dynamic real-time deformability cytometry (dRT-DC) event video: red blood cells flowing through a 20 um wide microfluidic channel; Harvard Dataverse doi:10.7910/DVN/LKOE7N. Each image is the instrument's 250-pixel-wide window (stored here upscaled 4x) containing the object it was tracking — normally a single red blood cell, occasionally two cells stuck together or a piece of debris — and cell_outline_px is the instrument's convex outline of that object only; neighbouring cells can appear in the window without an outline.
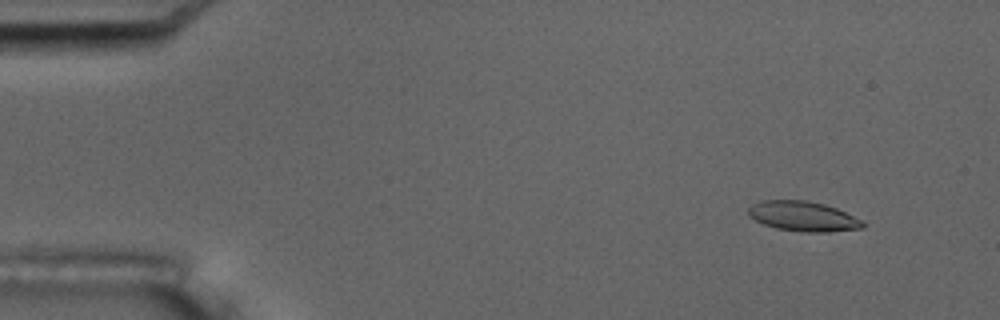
{"species": "common noctule bat (a hibernating species)", "species_latin": "Nyctalus noctula", "temperature_condition": "room temperature", "stored_images_in_passage": 5, "camera_frame_rate_fps": 3000, "um_per_image_px": 0.085, "animal": {"sex": "male", "body_mass_g": 17.5, "forearm_length_mm": 52.3}, "frame": {"image": 1, "passage_image": 2, "time_ms": 1.0, "image_size_px": [1000, 320], "cell_outline_px": [[864, 228], [828, 232], [804, 232], [776, 228], [764, 224], [748, 216], [748, 208], [752, 204], [760, 200], [808, 200], [824, 204], [836, 208], [860, 220], [864, 224]], "centroid_in_image_um": [68.22, 18.38], "position_along_channel_um": 16.8, "area_um2": 19.88}}
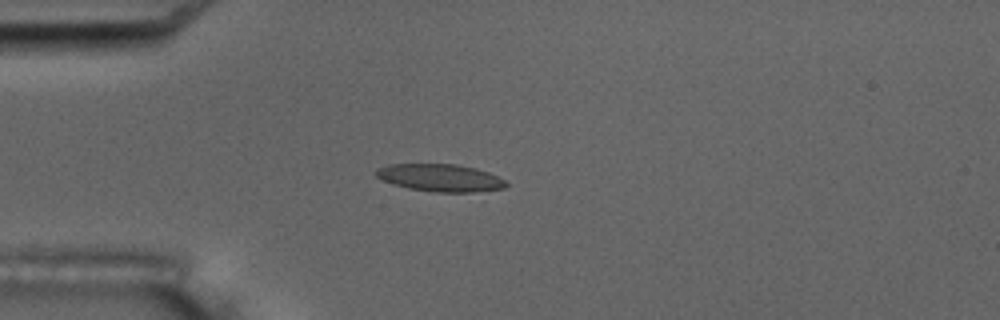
{"frame": {"image": 2, "passage_image": 5, "time_ms": 4.333, "image_size_px": [1000, 320], "cell_outline_px": [[508, 184], [504, 188], [476, 192], [436, 192], [408, 188], [392, 184], [376, 176], [372, 172], [376, 168], [388, 164], [456, 164], [476, 168], [488, 172], [504, 180]], "centroid_in_image_um": [37.38, 15.1], "position_along_channel_um": 47.6, "area_um2": 20.87}}